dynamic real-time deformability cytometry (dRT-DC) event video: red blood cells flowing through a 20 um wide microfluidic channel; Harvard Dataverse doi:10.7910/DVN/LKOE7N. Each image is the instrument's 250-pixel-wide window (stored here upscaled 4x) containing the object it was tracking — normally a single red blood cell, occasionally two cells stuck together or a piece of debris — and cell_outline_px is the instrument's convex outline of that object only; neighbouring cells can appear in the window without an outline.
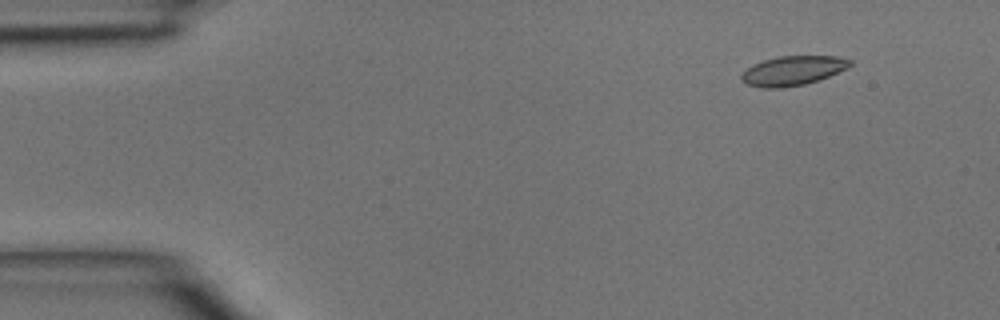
{"species": "common noctule bat (a hibernating species)", "species_latin": "Nyctalus noctula", "temperature_condition": "room temperature", "stored_images_in_passage": 3, "camera_frame_rate_fps": 3000, "um_per_image_px": 0.085, "animal": {"sex": "male", "body_mass_g": 15.6}, "frame": {"image": 1, "passage_image": 1, "time_ms": 0.0, "image_size_px": [1000, 320], "cell_outline_px": [[852, 64], [848, 68], [828, 76], [804, 84], [784, 88], [760, 88], [748, 84], [740, 80], [740, 76], [752, 64], [764, 60], [780, 56], [836, 56], [852, 60]], "centroid_in_image_um": [67.38, 6.01], "position_along_channel_um": 17.6, "area_um2": 18.55}}